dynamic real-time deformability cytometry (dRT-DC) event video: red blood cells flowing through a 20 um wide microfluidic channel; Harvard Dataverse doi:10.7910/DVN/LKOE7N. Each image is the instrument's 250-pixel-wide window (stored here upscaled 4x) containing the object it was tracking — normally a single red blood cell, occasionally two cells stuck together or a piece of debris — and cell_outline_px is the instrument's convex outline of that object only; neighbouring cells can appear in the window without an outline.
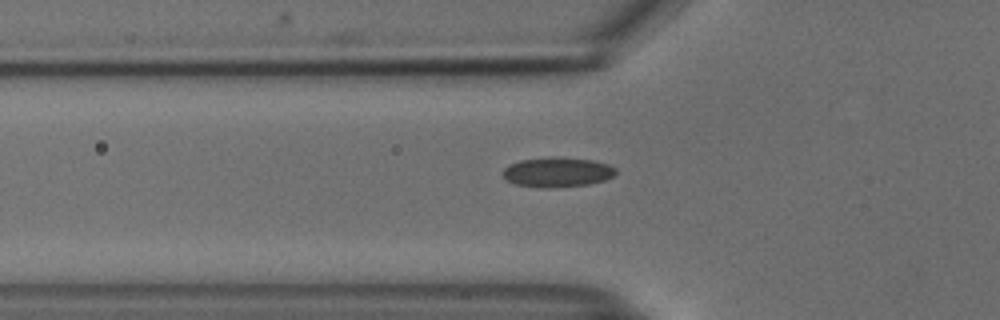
{"species": "common noctule bat (a hibernating species)", "species_latin": "Nyctalus noctula", "temperature_condition": "cold", "stored_images_in_passage": 35, "camera_frame_rate_fps": 3000, "um_per_image_px": 0.085, "animal": {"sex": "male", "body_mass_g": 18.8}, "frame": {"image": 1, "passage_image": 5, "time_ms": 1.333, "image_size_px": [1000, 320], "cell_outline_px": [[616, 172], [612, 176], [604, 180], [588, 184], [548, 188], [544, 188], [516, 184], [504, 180], [504, 168], [508, 164], [520, 160], [560, 156], [592, 160], [608, 164], [616, 168]], "centroid_in_image_um": [47.35, 14.62], "position_along_channel_um": 78.4, "area_um2": 19.59}}
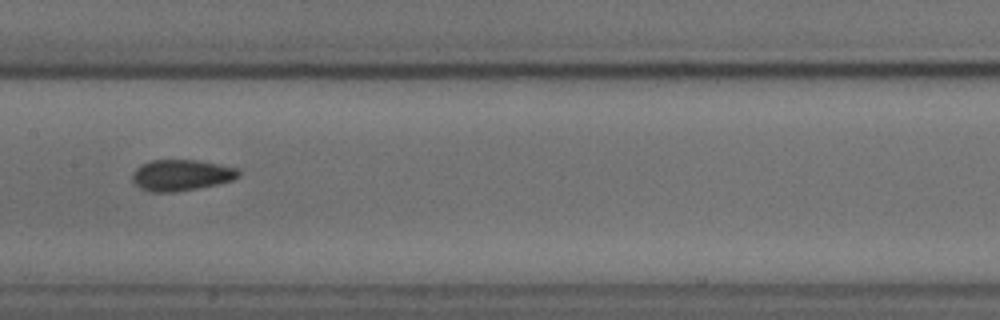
{"frame": {"image": 2, "passage_image": 14, "time_ms": 4.333, "image_size_px": [1000, 320], "cell_outline_px": [[240, 176], [232, 180], [216, 184], [176, 192], [148, 192], [140, 188], [132, 180], [132, 172], [140, 164], [152, 160], [196, 160], [240, 168]], "centroid_in_image_um": [15.39, 14.88], "position_along_channel_um": 192.0, "area_um2": 19.36}}
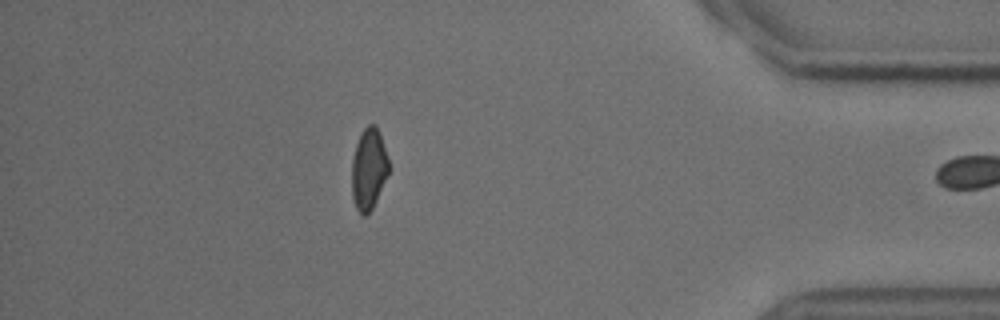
{"frame": {"image": 3, "passage_image": 34, "time_ms": 11.0, "image_size_px": [1000, 320], "cell_outline_px": [[388, 172], [376, 200], [372, 208], [364, 216], [356, 208], [352, 196], [352, 160], [356, 144], [360, 132], [368, 124], [376, 124], [380, 132], [388, 160]], "centroid_in_image_um": [31.32, 14.31], "position_along_channel_um": 403.9, "area_um2": 17.28}}